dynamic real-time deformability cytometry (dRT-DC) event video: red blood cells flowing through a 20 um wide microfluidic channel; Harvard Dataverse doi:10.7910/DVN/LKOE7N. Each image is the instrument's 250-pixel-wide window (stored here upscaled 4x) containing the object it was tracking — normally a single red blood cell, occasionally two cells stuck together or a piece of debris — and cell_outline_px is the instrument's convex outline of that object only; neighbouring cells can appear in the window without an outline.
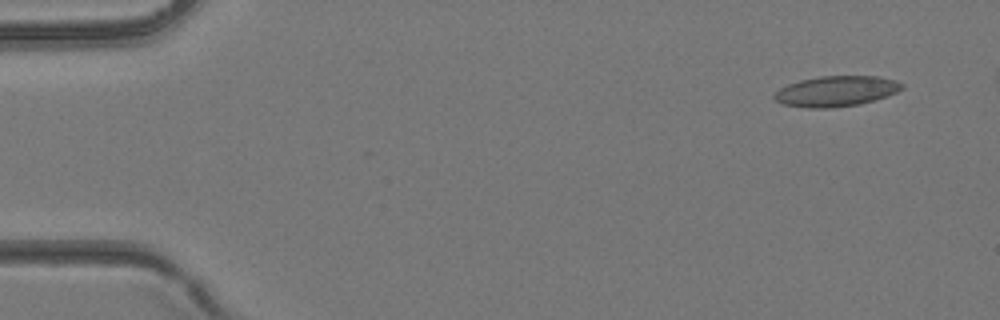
{"species": "common noctule bat (a hibernating species)", "species_latin": "Nyctalus noctula", "temperature_condition": "room temperature", "stored_images_in_passage": 3, "camera_frame_rate_fps": 3000, "um_per_image_px": 0.085, "animal": {"sex": "female", "body_mass_g": 24.6, "forearm_length_mm": 56.2}, "frame": {"image": 1, "passage_image": 1, "time_ms": 0.0, "image_size_px": [1000, 320], "cell_outline_px": [[904, 88], [896, 92], [860, 104], [832, 108], [808, 108], [784, 104], [776, 100], [772, 96], [780, 88], [788, 84], [800, 80], [820, 76], [876, 76], [896, 80], [904, 84]], "centroid_in_image_um": [71.07, 7.75], "position_along_channel_um": 13.9, "area_um2": 22.54}}